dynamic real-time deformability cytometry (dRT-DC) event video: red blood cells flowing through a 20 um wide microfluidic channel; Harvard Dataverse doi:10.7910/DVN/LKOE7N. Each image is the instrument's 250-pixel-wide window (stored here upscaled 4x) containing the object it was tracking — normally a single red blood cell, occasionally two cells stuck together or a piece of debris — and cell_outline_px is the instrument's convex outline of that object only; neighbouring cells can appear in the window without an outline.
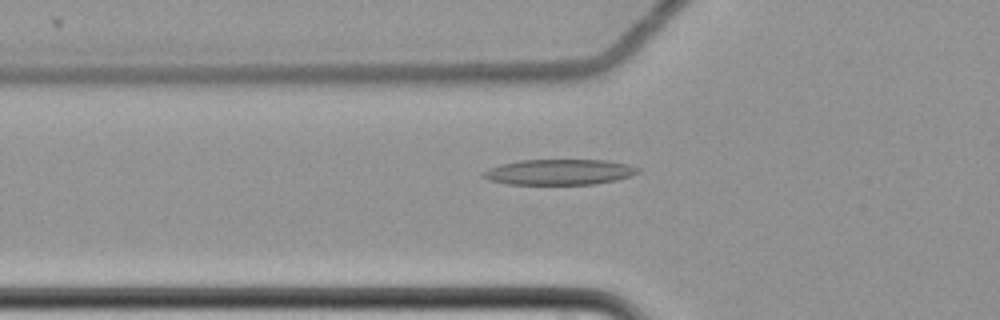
{"species": "common noctule bat (a hibernating species)", "species_latin": "Nyctalus noctula", "temperature_condition": "cold", "stored_images_in_passage": 36, "camera_frame_rate_fps": 3000, "um_per_image_px": 0.085, "animal": {"sex": "female", "body_mass_g": 22.7, "forearm_length_mm": 54.2}, "frame": {"image": 1, "passage_image": 4, "time_ms": 1.0, "image_size_px": [1000, 320], "cell_outline_px": [[640, 172], [616, 180], [596, 184], [508, 184], [488, 180], [480, 176], [480, 172], [488, 168], [500, 164], [520, 160], [608, 160], [628, 164], [640, 168]], "centroid_in_image_um": [47.5, 14.62], "position_along_channel_um": 78.3, "area_um2": 23.24}}
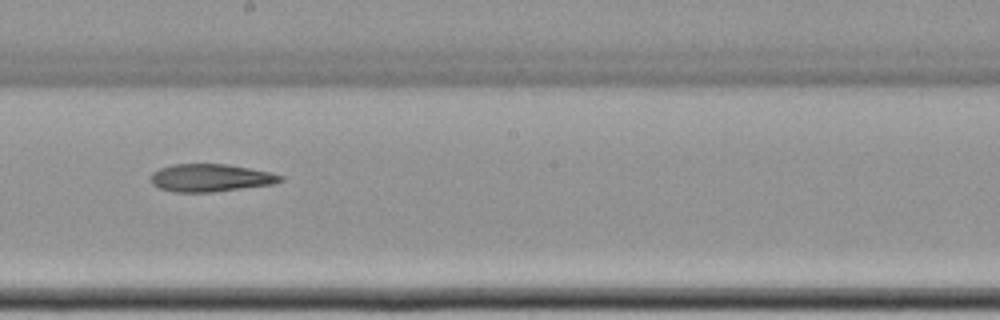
{"frame": {"image": 2, "passage_image": 17, "time_ms": 5.333, "image_size_px": [1000, 320], "cell_outline_px": [[284, 180], [272, 184], [212, 192], [172, 192], [160, 188], [152, 184], [152, 172], [160, 168], [172, 164], [228, 164], [272, 172], [284, 176]], "centroid_in_image_um": [17.91, 15.11], "position_along_channel_um": 230.3, "area_um2": 20.92}}
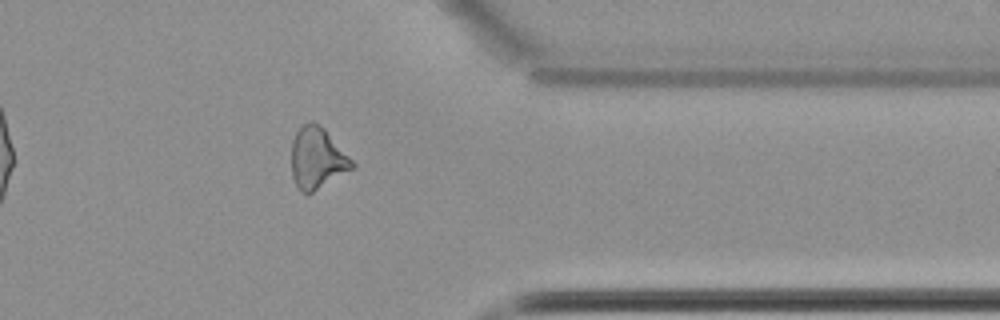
{"frame": {"image": 3, "passage_image": 31, "time_ms": 10.0, "image_size_px": [1000, 320], "cell_outline_px": [[356, 168], [308, 196], [300, 192], [292, 176], [292, 140], [296, 132], [308, 120], [312, 120], [320, 124], [324, 128], [356, 164]], "centroid_in_image_um": [26.98, 13.49], "position_along_channel_um": 384.4, "area_um2": 22.2}}